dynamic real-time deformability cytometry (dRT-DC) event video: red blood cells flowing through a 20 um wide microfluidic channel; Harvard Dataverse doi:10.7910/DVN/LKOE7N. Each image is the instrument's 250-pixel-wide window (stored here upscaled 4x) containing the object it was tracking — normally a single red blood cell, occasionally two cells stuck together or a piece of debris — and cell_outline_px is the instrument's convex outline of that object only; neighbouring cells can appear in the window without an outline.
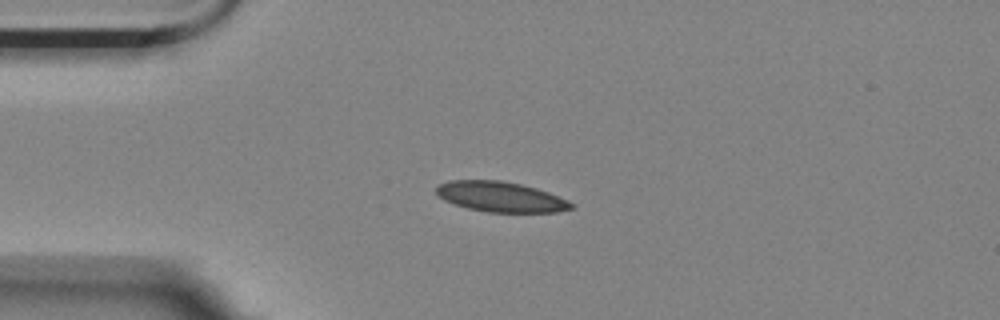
{"species": "Egyptian fruit bat (a non-hibernating species)", "species_latin": "Rousettus aegyptiacus", "temperature_condition": "room temperature", "stored_images_in_passage": 4, "camera_frame_rate_fps": 3000, "um_per_image_px": 0.085, "animal": {"sex": "female"}, "frame": {"image": 1, "passage_image": 3, "time_ms": 0.667, "image_size_px": [1000, 320], "cell_outline_px": [[576, 208], [556, 212], [488, 212], [468, 208], [444, 200], [436, 192], [436, 188], [440, 184], [448, 180], [500, 180], [520, 184], [536, 188], [548, 192], [568, 200], [576, 204]], "centroid_in_image_um": [42.61, 16.73], "position_along_channel_um": 42.4, "area_um2": 23.76}}